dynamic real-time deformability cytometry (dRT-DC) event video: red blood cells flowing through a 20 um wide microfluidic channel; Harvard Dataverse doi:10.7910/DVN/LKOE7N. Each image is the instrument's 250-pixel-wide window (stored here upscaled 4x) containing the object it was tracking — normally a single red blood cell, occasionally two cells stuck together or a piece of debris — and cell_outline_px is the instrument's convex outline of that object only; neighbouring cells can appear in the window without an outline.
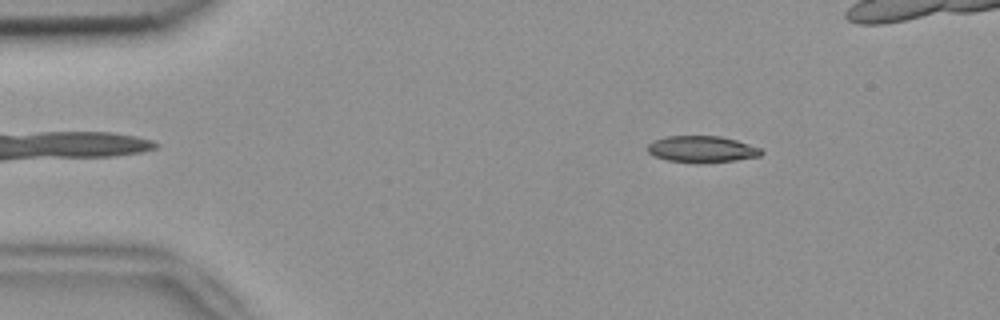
{"species": "common noctule bat (a hibernating species)", "species_latin": "Nyctalus noctula", "temperature_condition": "room temperature", "stored_images_in_passage": 52, "camera_frame_rate_fps": 3000, "um_per_image_px": 0.085, "animal": {"sex": "female", "body_mass_g": 18.4}, "frame": {"image": 1, "passage_image": 7, "time_ms": 2.0, "image_size_px": [1000, 320], "cell_outline_px": [[764, 152], [760, 156], [736, 160], [700, 164], [696, 164], [668, 160], [652, 156], [648, 152], [648, 144], [664, 136], [720, 136], [736, 140], [760, 148]], "centroid_in_image_um": [59.65, 12.7], "position_along_channel_um": 25.4, "area_um2": 17.74}}
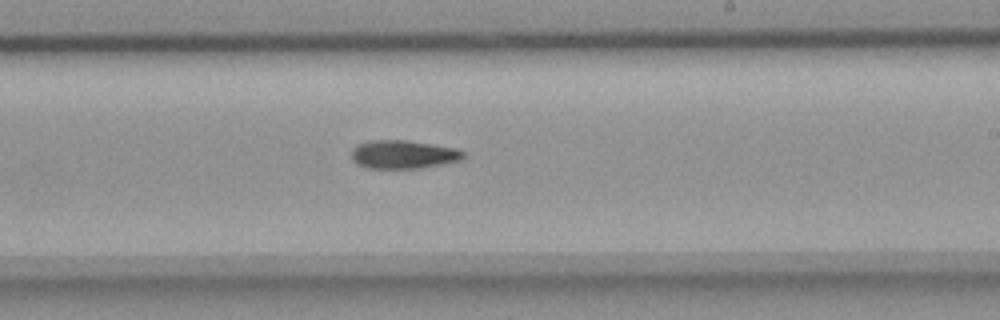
{"frame": {"image": 2, "passage_image": 30, "time_ms": 9.667, "image_size_px": [1000, 320], "cell_outline_px": [[464, 156], [460, 160], [420, 168], [368, 168], [356, 164], [352, 160], [352, 148], [356, 144], [372, 140], [404, 140], [456, 148], [464, 152]], "centroid_in_image_um": [34.22, 13.12], "position_along_channel_um": 254.8, "area_um2": 18.38}}
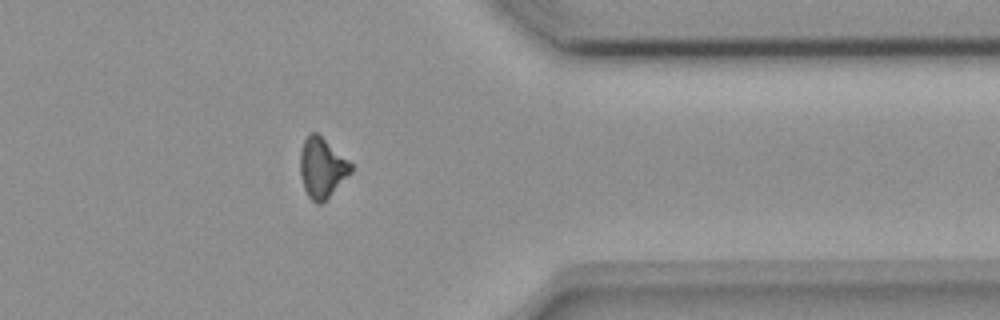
{"frame": {"image": 3, "passage_image": 41, "time_ms": 13.333, "image_size_px": [1000, 320], "cell_outline_px": [[352, 172], [320, 204], [316, 204], [308, 196], [304, 188], [300, 176], [300, 152], [304, 140], [312, 132], [316, 132], [352, 164]], "centroid_in_image_um": [27.34, 14.27], "position_along_channel_um": 384.1, "area_um2": 17.34}, "authors_computed_cell_mechanics": {"area_um2": 18.0336, "velocity_mm_per_s": 3.8566, "shape_relaxation_time_tau1_ms": 6.9868, "shape_relaxation_time_tau2_ms": null, "deformation_change_tau1": 0.166, "deformation_change_tau2": null}}